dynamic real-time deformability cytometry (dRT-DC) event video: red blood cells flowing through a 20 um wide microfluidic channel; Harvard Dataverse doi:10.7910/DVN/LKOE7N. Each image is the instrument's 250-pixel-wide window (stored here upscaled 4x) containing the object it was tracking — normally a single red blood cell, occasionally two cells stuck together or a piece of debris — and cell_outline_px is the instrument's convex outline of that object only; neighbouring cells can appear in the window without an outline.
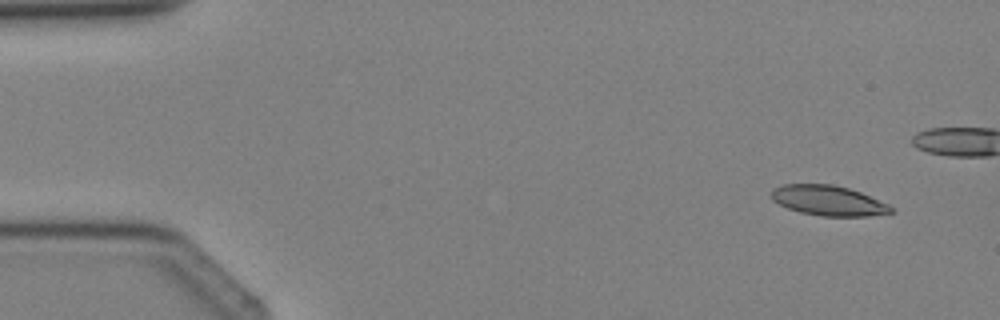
{"species": "Egyptian fruit bat (a non-hibernating species)", "species_latin": "Rousettus aegyptiacus", "temperature_condition": "cold", "stored_images_in_passage": 4, "camera_frame_rate_fps": 3000, "um_per_image_px": 0.085, "animal": {"sex": "female"}, "frame": {"image": 1, "passage_image": 1, "time_ms": 0.0, "image_size_px": [1000, 320], "cell_outline_px": [[892, 212], [868, 216], [824, 216], [800, 212], [788, 208], [772, 200], [768, 196], [772, 188], [784, 184], [832, 184], [848, 188], [860, 192], [888, 204], [892, 208]], "centroid_in_image_um": [70.34, 17.04], "position_along_channel_um": 14.7, "area_um2": 20.92}}